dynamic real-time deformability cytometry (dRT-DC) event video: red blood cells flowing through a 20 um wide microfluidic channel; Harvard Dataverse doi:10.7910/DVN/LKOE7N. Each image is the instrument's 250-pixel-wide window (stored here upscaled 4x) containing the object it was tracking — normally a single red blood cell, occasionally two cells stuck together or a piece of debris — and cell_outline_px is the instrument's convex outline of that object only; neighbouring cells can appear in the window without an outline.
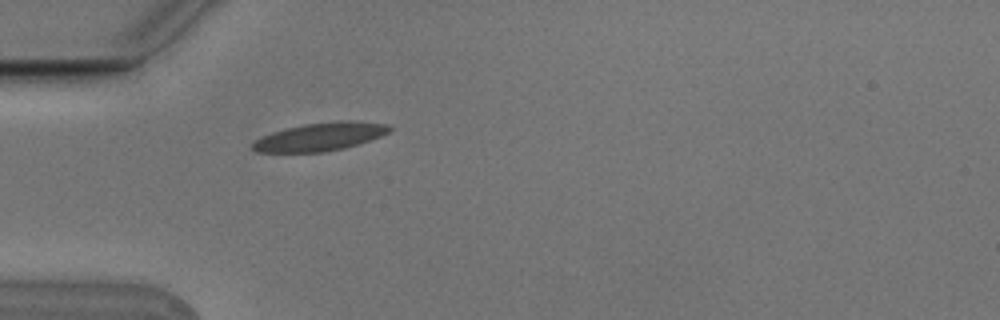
{"species": "Egyptian fruit bat (a non-hibernating species)", "species_latin": "Rousettus aegyptiacus", "temperature_condition": "cold", "stored_images_in_passage": 1, "camera_frame_rate_fps": 3000, "um_per_image_px": 0.085, "animal": {"sex": "male"}, "frame": {"image": 1, "passage_image": 1, "time_ms": 0.0, "image_size_px": [1000, 320], "cell_outline_px": [[392, 128], [388, 132], [380, 136], [344, 148], [324, 152], [256, 152], [252, 148], [252, 144], [256, 140], [272, 132], [304, 124], [340, 120], [348, 120], [388, 124]], "centroid_in_image_um": [27.21, 11.62], "position_along_channel_um": 57.8, "area_um2": 22.14}}